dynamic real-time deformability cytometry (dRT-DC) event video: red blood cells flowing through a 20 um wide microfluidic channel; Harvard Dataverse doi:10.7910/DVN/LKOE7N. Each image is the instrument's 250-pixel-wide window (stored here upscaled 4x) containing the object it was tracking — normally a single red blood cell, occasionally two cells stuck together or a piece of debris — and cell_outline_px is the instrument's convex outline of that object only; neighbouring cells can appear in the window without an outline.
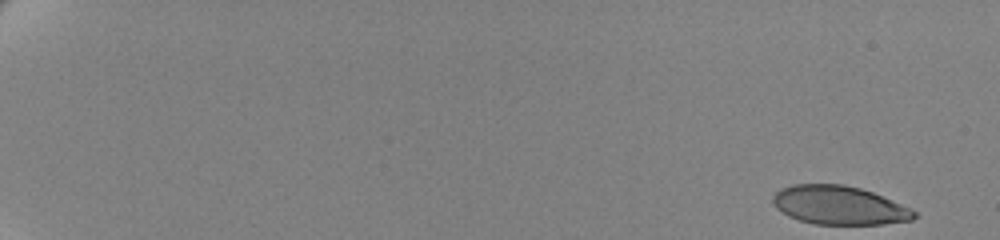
{"species": "human", "species_latin": "Homo sapiens", "temperature_condition": "cold", "stored_images_in_passage": 59, "camera_frame_rate_fps": 3000, "um_per_image_px": 0.085, "donor": {"sex": "female"}, "frame": {"image": 1, "passage_image": 1, "time_ms": 0.0, "image_size_px": [1000, 240], "cell_outline_px": [[916, 216], [912, 220], [884, 224], [812, 224], [788, 216], [776, 208], [772, 200], [772, 196], [780, 188], [792, 184], [844, 184], [860, 188], [872, 192], [912, 208], [916, 212]], "centroid_in_image_um": [71.32, 17.44], "position_along_channel_um": 13.7, "area_um2": 31.96}}
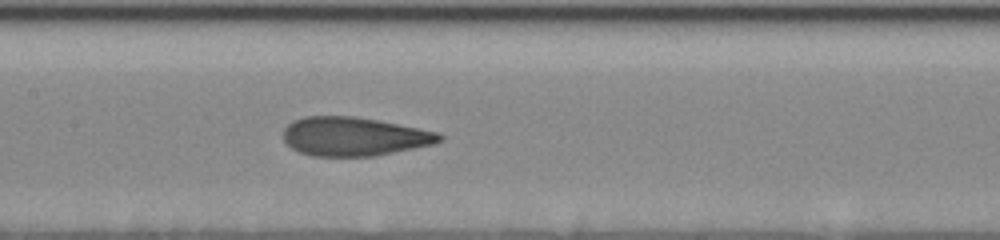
{"frame": {"image": 2, "passage_image": 32, "time_ms": 10.333, "image_size_px": [1000, 240], "cell_outline_px": [[444, 140], [436, 144], [376, 156], [312, 156], [300, 152], [292, 148], [284, 140], [284, 128], [288, 124], [304, 116], [356, 116], [440, 132], [444, 136]], "centroid_in_image_um": [30.15, 11.6], "position_along_channel_um": 177.2, "area_um2": 35.49}}
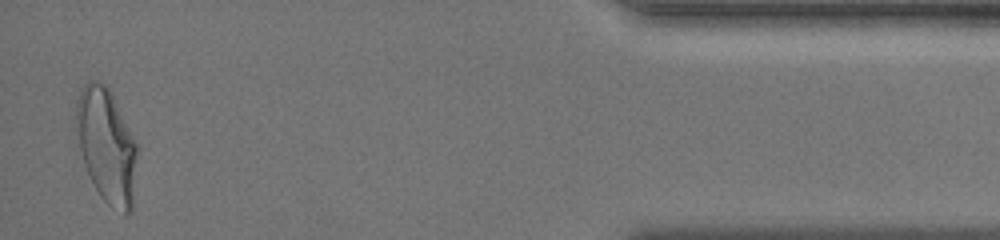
{"frame": {"image": 3, "passage_image": 58, "time_ms": 19.0, "image_size_px": [1000, 240], "cell_outline_px": [[136, 156], [132, 212], [128, 216], [124, 216], [108, 204], [100, 196], [84, 164], [72, 128], [76, 100], [80, 88], [88, 80], [100, 80], [108, 84], [112, 92], [136, 144]], "centroid_in_image_um": [8.99, 12.31], "position_along_channel_um": 426.2, "area_um2": 41.5}, "authors_computed_cell_mechanics": {"area_um2": 35.2002, "velocity_mm_per_s": 3.4863, "shape_relaxation_time_tau1_ms": 6.2463, "shape_relaxation_time_tau2_ms": 1.202, "deformation_change_tau1": 0.1958, "deformation_change_tau2": 0.079}}